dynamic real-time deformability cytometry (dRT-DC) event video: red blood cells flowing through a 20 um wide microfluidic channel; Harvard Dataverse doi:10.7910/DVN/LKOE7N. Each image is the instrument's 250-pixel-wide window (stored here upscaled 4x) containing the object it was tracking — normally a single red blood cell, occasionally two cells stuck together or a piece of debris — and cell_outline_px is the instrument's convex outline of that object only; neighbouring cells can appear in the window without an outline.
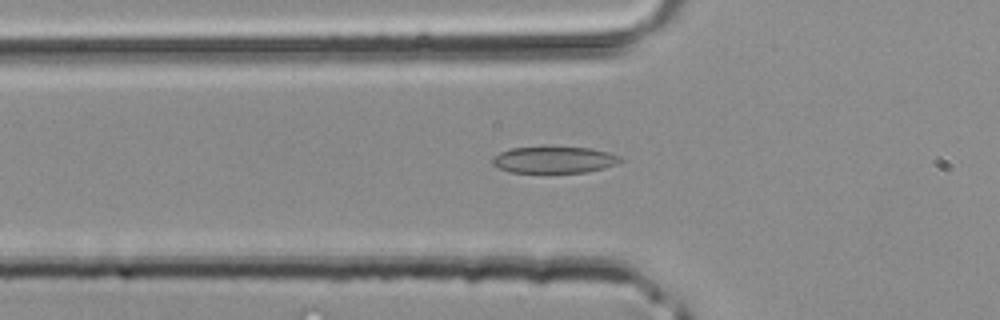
{"species": "common noctule bat (a hibernating species)", "species_latin": "Nyctalus noctula", "temperature_condition": "room temperature", "stored_images_in_passage": 37, "camera_frame_rate_fps": 3000, "um_per_image_px": 0.085, "animal": {"sex": "male", "body_mass_g": 20.4}, "frame": {"image": 1, "passage_image": 11, "time_ms": 3.333, "image_size_px": [1000, 320], "cell_outline_px": [[624, 160], [616, 164], [604, 168], [584, 172], [512, 172], [500, 168], [492, 164], [492, 156], [500, 152], [512, 148], [592, 148], [608, 152], [620, 156]], "centroid_in_image_um": [47.12, 13.59], "position_along_channel_um": 78.7, "area_um2": 19.42}}
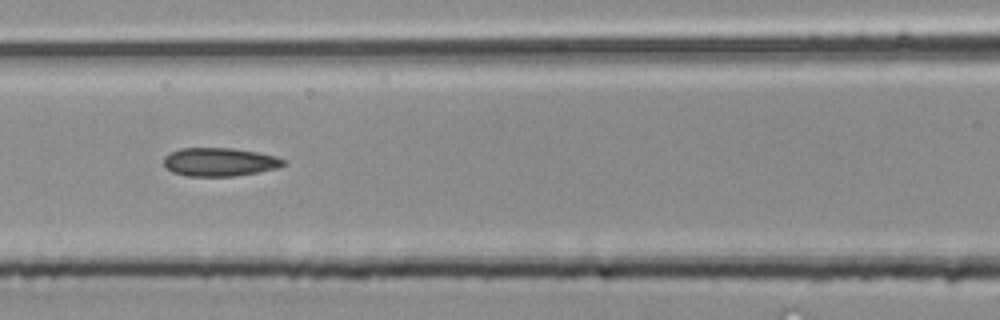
{"frame": {"image": 2, "passage_image": 15, "time_ms": 4.667, "image_size_px": [1000, 320], "cell_outline_px": [[288, 164], [276, 168], [236, 176], [188, 176], [172, 172], [164, 164], [164, 156], [180, 148], [232, 148], [256, 152], [276, 156], [288, 160]], "centroid_in_image_um": [18.7, 13.76], "position_along_channel_um": 147.9, "area_um2": 19.83}}
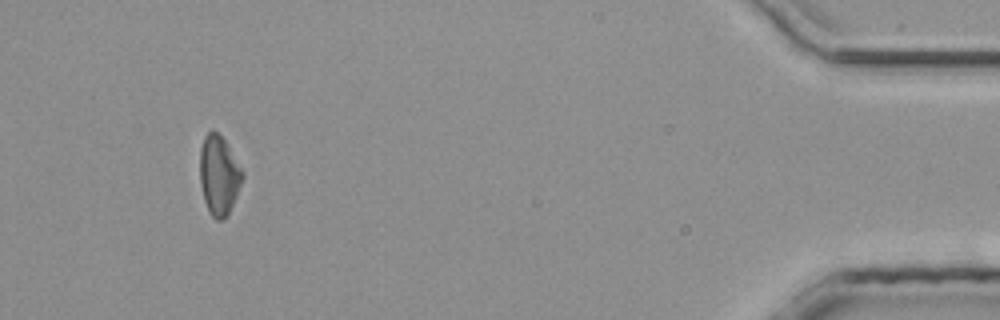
{"frame": {"image": 3, "passage_image": 35, "time_ms": 11.333, "image_size_px": [1000, 320], "cell_outline_px": [[244, 176], [228, 216], [220, 220], [216, 220], [208, 212], [204, 200], [200, 184], [200, 148], [204, 136], [208, 132], [220, 132], [244, 172]], "centroid_in_image_um": [18.61, 14.9], "position_along_channel_um": 416.6, "area_um2": 19.83}}